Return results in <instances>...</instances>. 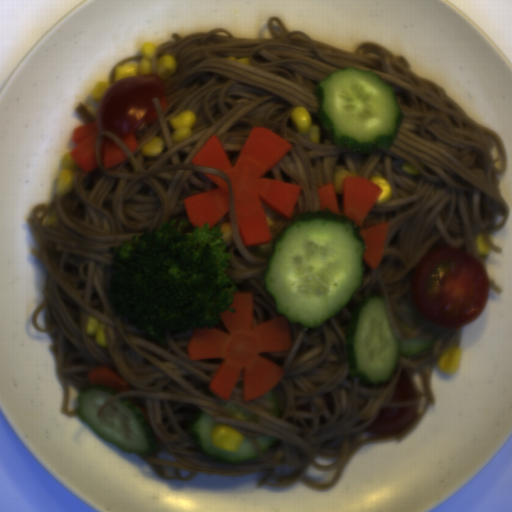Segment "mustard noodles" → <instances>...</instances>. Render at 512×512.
Listing matches in <instances>:
<instances>
[{"mask_svg": "<svg viewBox=\"0 0 512 512\" xmlns=\"http://www.w3.org/2000/svg\"><path fill=\"white\" fill-rule=\"evenodd\" d=\"M142 57V54L141 55H138V56H133V57H128L126 59H123L121 60L119 63H117L113 70L111 71L110 75H109V80H108V85L110 86L112 83H114V79H115V73H116V70L117 68L122 65V64H131V63H134V62H137V61H140Z\"/></svg>", "mask_w": 512, "mask_h": 512, "instance_id": "3", "label": "mustard noodles"}, {"mask_svg": "<svg viewBox=\"0 0 512 512\" xmlns=\"http://www.w3.org/2000/svg\"><path fill=\"white\" fill-rule=\"evenodd\" d=\"M76 113L83 120L84 125L92 122H96V118L93 113L82 103H78L75 108Z\"/></svg>", "mask_w": 512, "mask_h": 512, "instance_id": "2", "label": "mustard noodles"}, {"mask_svg": "<svg viewBox=\"0 0 512 512\" xmlns=\"http://www.w3.org/2000/svg\"><path fill=\"white\" fill-rule=\"evenodd\" d=\"M265 27L270 38H237L220 28L183 36L175 32L174 41L157 47L156 60L171 54L175 69L163 80L165 109L152 98L156 121L142 120L131 132L137 148L131 152L122 139L100 131L96 168L82 172L77 166L69 193L58 198L56 191L51 203L37 204L26 219L38 246L31 254L47 271L44 300L33 312L32 323L38 332L50 335L48 351L56 359L55 377L63 387L61 413L68 418L79 414L78 408L69 411V384L80 391L91 386V369L105 368L129 384V391L106 399L96 416L100 418L103 408L119 398L132 403L158 443L156 450L139 456L159 478L185 482L198 474L238 477L263 472L256 488L300 482L314 492H327L337 486L346 465L363 447L401 443L435 406L431 372L450 345L459 346L461 327H436L418 313L412 301L413 274L425 255L441 248L471 253L486 270L487 255H478L475 245L479 234L491 251L502 255L492 237L510 217L498 188L509 162L501 136L472 118L436 81L413 72L405 56H395L374 41H362L353 51L329 45L304 30L289 32L278 17L271 16ZM347 66L372 69L396 92L405 118L388 150L362 155L341 149L318 120L317 83ZM299 106H305L312 125L320 127V143L295 130L289 115ZM186 110L194 111L196 123L191 137L177 143L172 141L169 119ZM254 127L271 130L292 144L265 178L302 187L293 217L318 211L316 190L333 184L341 168L354 176L385 177L393 190L359 228L390 223L377 269L364 262V280L342 310L309 329L290 322L293 347L263 354L285 370L271 389L280 419L269 415L273 404L263 396L244 401L242 376L228 401L207 388L221 360L189 361L187 348L194 331L165 332L166 345L161 346L115 316L107 298L112 245L120 246L123 239L130 242L133 235L142 236L168 220L189 222L183 199L216 188L202 174L210 173L226 180L229 190L230 212L216 224L230 222L234 233L225 247L231 254L226 275L238 292L254 294L253 325L282 316L264 291L262 272L274 238L291 219L280 217L270 228L272 239L266 245H243L229 178L191 161L214 134L234 166ZM105 136L128 155L108 169L99 157ZM154 136L163 139L164 149L158 157L144 156L141 147ZM369 294H382L399 340L438 338L433 350L401 357L392 378L371 388L352 378L344 351L350 313ZM43 309L45 328H40L36 319ZM90 314L106 323L108 348L86 335ZM404 368L416 398L392 404ZM229 401L259 414V421L232 418L218 403ZM416 404L418 414L403 433L379 438L364 432L381 408ZM199 409L250 440L256 459L228 465L201 456L188 433V422ZM266 435L279 441L263 455L255 436ZM310 465L338 469L329 487L313 486L304 478Z\"/></svg>", "mask_w": 512, "mask_h": 512, "instance_id": "1", "label": "mustard noodles"}, {"mask_svg": "<svg viewBox=\"0 0 512 512\" xmlns=\"http://www.w3.org/2000/svg\"><path fill=\"white\" fill-rule=\"evenodd\" d=\"M488 282H489V287H490L491 289H493L494 291H496V292H498V293H500V294L503 292L502 288H500L499 286H497V285L494 283V281H493L492 279H489V278H488Z\"/></svg>", "mask_w": 512, "mask_h": 512, "instance_id": "4", "label": "mustard noodles"}]
</instances>
